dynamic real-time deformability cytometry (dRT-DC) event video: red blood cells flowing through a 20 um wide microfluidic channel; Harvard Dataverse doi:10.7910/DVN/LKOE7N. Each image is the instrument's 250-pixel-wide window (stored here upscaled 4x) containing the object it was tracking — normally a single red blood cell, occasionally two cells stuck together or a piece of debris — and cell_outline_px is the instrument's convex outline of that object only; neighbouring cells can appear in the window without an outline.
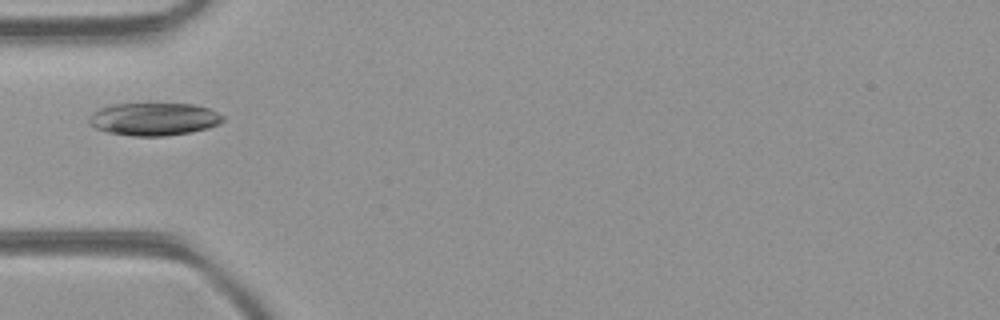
{"species": "common noctule bat (a hibernating species)", "species_latin": "Nyctalus noctula", "temperature_condition": "room temperature", "stored_images_in_passage": 7, "camera_frame_rate_fps": 3000, "um_per_image_px": 0.085, "animal": {"sex": "female", "body_mass_g": 21.9}, "frame": {"image": 1, "passage_image": 1, "time_ms": 0.0, "image_size_px": [1000, 320], "cell_outline_px": [[224, 120], [220, 124], [208, 128], [188, 132], [164, 136], [132, 136], [108, 132], [96, 128], [88, 124], [88, 120], [92, 112], [100, 108], [112, 104], [148, 100], [192, 104], [208, 108], [224, 116]], "centroid_in_image_um": [13.05, 10.06], "position_along_channel_um": 71.9, "area_um2": 26.65}}